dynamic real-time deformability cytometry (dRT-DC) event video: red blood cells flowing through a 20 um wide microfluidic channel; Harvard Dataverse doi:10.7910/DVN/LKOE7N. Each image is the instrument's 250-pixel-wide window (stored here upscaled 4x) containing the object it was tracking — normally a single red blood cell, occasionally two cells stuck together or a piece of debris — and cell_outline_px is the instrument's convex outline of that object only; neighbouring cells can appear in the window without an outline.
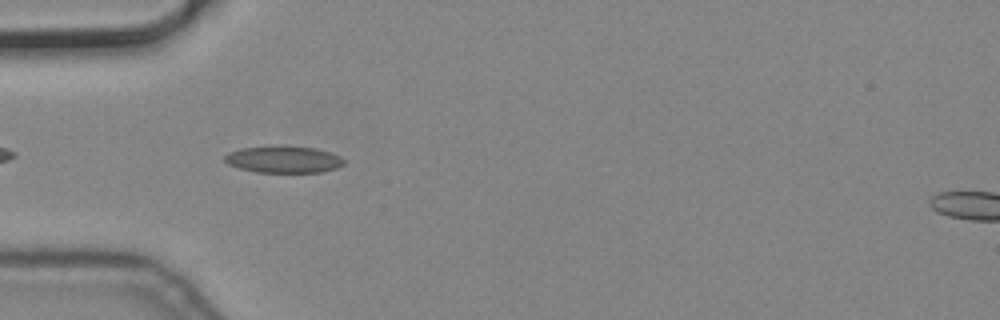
{"species": "common noctule bat (a hibernating species)", "species_latin": "Nyctalus noctula", "temperature_condition": "cold", "stored_images_in_passage": 6, "camera_frame_rate_fps": 3000, "um_per_image_px": 0.085, "animal": {"sex": "male", "body_mass_g": 19.2, "forearm_length_mm": 51.8}, "frame": {"image": 1, "passage_image": 5, "time_ms": 1.333, "image_size_px": [1000, 320], "cell_outline_px": [[344, 164], [336, 168], [320, 172], [256, 172], [240, 168], [228, 164], [224, 160], [224, 156], [228, 152], [240, 148], [280, 144], [316, 148], [340, 156], [344, 160]], "centroid_in_image_um": [24.07, 13.52], "position_along_channel_um": 60.9, "area_um2": 18.96}}
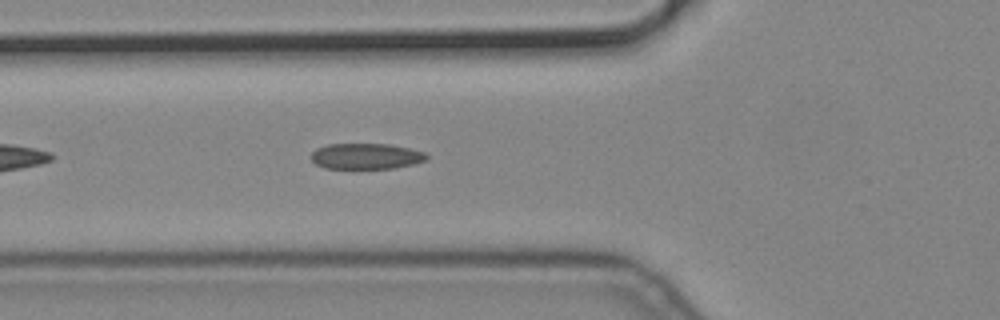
{"frame": {"image": 2, "passage_image": 6, "time_ms": 1.667, "image_size_px": [1000, 320], "cell_outline_px": [[428, 160], [412, 164], [392, 168], [324, 168], [316, 164], [308, 156], [316, 148], [328, 144], [388, 144], [408, 148], [424, 152], [428, 156]], "centroid_in_image_um": [31.08, 13.27], "position_along_channel_um": 94.7, "area_um2": 17.34}}